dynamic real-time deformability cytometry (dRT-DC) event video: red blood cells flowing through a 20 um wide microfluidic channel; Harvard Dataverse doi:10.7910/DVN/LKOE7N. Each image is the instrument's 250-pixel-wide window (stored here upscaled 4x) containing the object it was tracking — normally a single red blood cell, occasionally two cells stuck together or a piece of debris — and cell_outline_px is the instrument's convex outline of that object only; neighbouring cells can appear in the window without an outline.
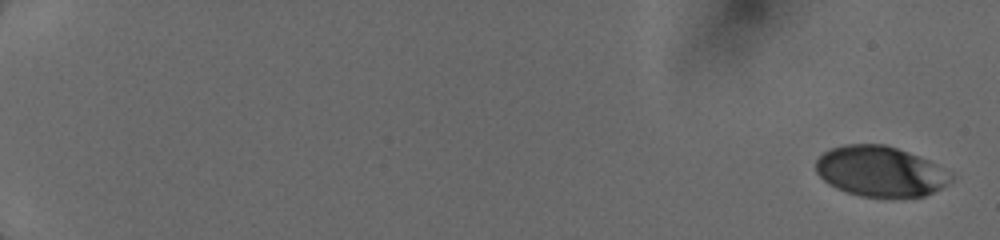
{"species": "human", "species_latin": "Homo sapiens", "temperature_condition": "cold", "stored_images_in_passage": 9, "camera_frame_rate_fps": 3000, "um_per_image_px": 0.085, "donor": {"sex": "female"}, "frame": {"image": 1, "passage_image": 1, "time_ms": 0.0, "image_size_px": [1000, 240], "cell_outline_px": [[952, 180], [948, 184], [924, 196], [888, 200], [860, 196], [844, 192], [828, 184], [816, 172], [816, 160], [824, 152], [832, 148], [844, 144], [884, 144], [908, 152], [928, 160], [952, 172]], "centroid_in_image_um": [74.84, 14.61], "position_along_channel_um": 10.2, "area_um2": 40.4}}